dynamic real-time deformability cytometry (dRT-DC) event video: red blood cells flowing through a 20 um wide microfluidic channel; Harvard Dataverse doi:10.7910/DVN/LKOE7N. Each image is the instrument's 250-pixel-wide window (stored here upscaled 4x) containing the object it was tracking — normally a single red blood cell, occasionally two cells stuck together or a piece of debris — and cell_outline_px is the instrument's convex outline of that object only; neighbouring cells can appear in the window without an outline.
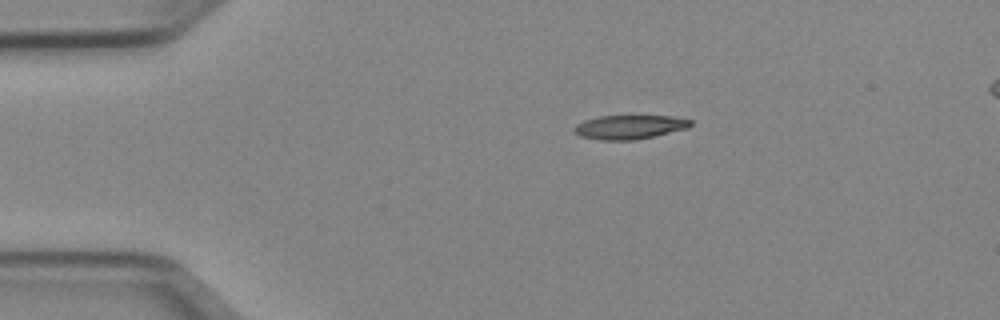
{"species": "Egyptian fruit bat (a non-hibernating species)", "species_latin": "Rousettus aegyptiacus", "temperature_condition": "cold", "stored_images_in_passage": 42, "camera_frame_rate_fps": 3000, "um_per_image_px": 0.085, "animal": {"sex": "female"}, "frame": {"image": 1, "passage_image": 1, "time_ms": 0.0, "image_size_px": [1000, 320], "cell_outline_px": [[692, 124], [688, 128], [652, 136], [632, 140], [600, 140], [580, 136], [572, 132], [572, 128], [576, 124], [584, 120], [600, 116], [672, 116], [692, 120]], "centroid_in_image_um": [53.46, 10.79], "position_along_channel_um": 31.5, "area_um2": 16.24}}
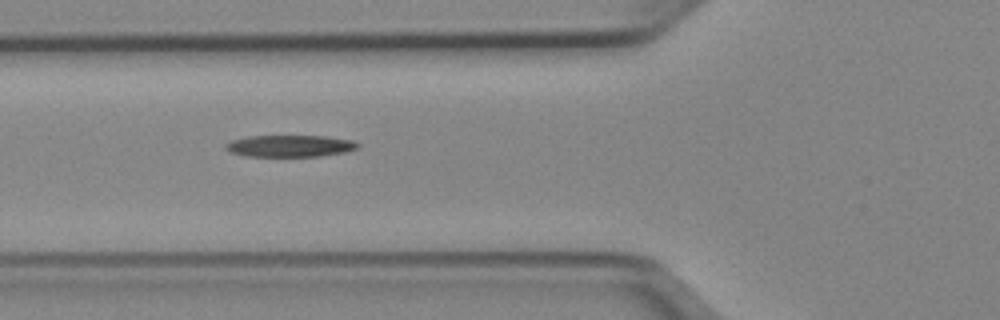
{"frame": {"image": 2, "passage_image": 10, "time_ms": 3.0, "image_size_px": [1000, 320], "cell_outline_px": [[360, 144], [356, 148], [344, 152], [320, 156], [244, 156], [232, 152], [224, 148], [224, 144], [232, 140], [248, 136], [324, 136], [352, 140]], "centroid_in_image_um": [24.61, 12.4], "position_along_channel_um": 101.2, "area_um2": 16.65}}
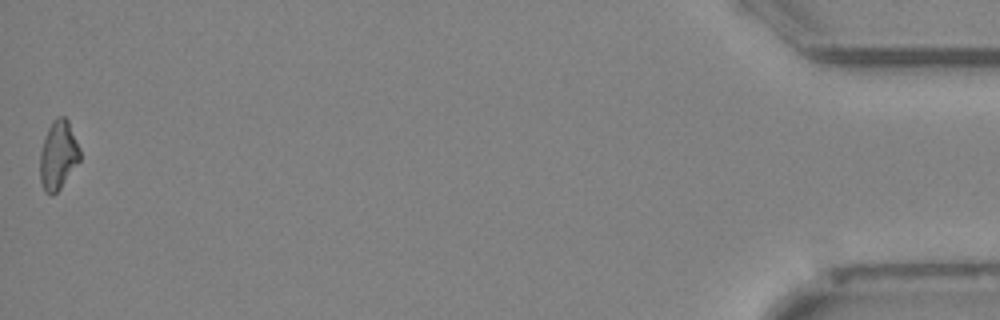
{"frame": {"image": 3, "passage_image": 42, "time_ms": 13.667, "image_size_px": [1000, 320], "cell_outline_px": [[80, 160], [60, 188], [52, 196], [44, 192], [40, 180], [40, 152], [44, 136], [52, 120], [56, 116], [64, 116], [68, 120], [80, 148]], "centroid_in_image_um": [4.93, 13.17], "position_along_channel_um": 430.3, "area_um2": 16.13}}